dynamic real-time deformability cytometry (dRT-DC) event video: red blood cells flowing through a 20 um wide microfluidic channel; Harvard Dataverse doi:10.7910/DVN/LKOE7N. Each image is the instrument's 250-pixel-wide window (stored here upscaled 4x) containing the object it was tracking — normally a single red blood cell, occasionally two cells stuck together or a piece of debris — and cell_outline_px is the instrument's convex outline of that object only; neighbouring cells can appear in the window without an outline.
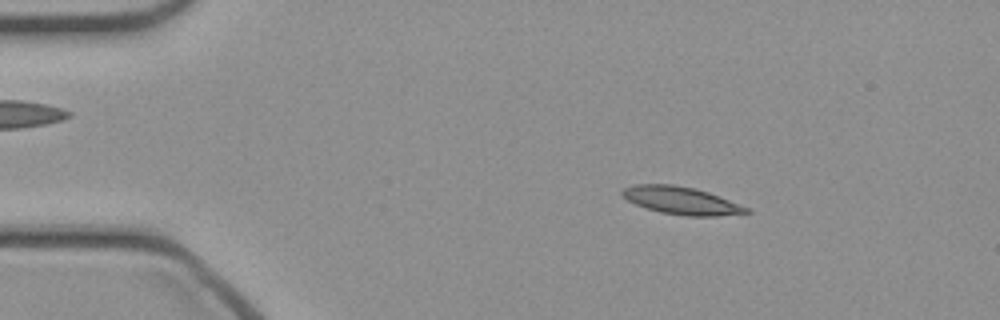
{"species": "common noctule bat (a hibernating species)", "species_latin": "Nyctalus noctula", "temperature_condition": "cold", "stored_images_in_passage": 47, "camera_frame_rate_fps": 3000, "um_per_image_px": 0.085, "animal": {"sex": "female", "body_mass_g": 21.9}, "frame": {"image": 1, "passage_image": 7, "time_ms": 2.0, "image_size_px": [1000, 320], "cell_outline_px": [[752, 212], [716, 216], [688, 216], [660, 212], [636, 204], [620, 196], [620, 192], [624, 188], [636, 184], [672, 184], [696, 188], [708, 192], [748, 208]], "centroid_in_image_um": [57.87, 17.04], "position_along_channel_um": 27.1, "area_um2": 19.77}}
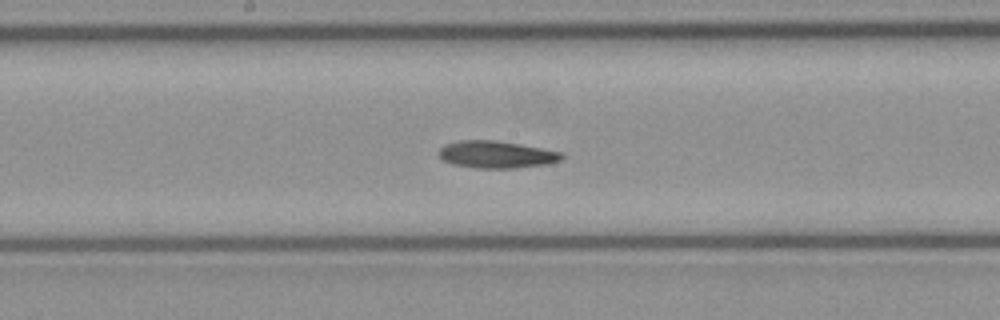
{"frame": {"image": 2, "passage_image": 24, "time_ms": 7.667, "image_size_px": [1000, 320], "cell_outline_px": [[564, 156], [560, 160], [544, 164], [516, 168], [476, 168], [452, 164], [444, 160], [436, 152], [444, 144], [460, 140], [496, 140], [520, 144], [564, 152]], "centroid_in_image_um": [42.17, 13.12], "position_along_channel_um": 206.0, "area_um2": 19.54}}
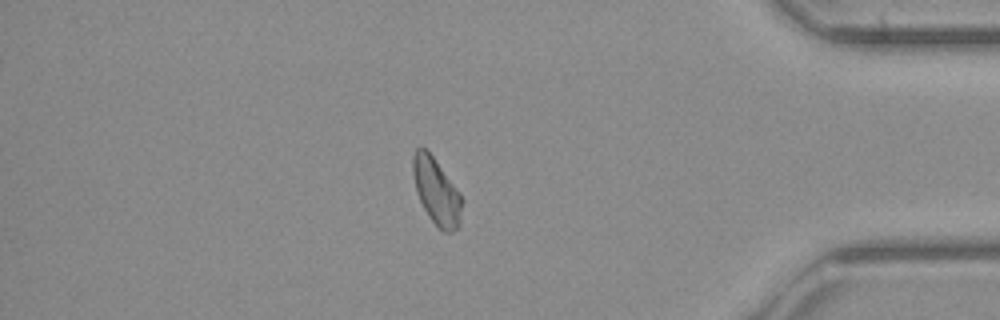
{"frame": {"image": 3, "passage_image": 40, "time_ms": 13.0, "image_size_px": [1000, 320], "cell_outline_px": [[460, 224], [452, 232], [444, 232], [428, 216], [416, 192], [412, 172], [412, 156], [416, 148], [424, 148], [432, 156], [460, 192]], "centroid_in_image_um": [37.06, 16.25], "position_along_channel_um": 398.1, "area_um2": 18.5}}